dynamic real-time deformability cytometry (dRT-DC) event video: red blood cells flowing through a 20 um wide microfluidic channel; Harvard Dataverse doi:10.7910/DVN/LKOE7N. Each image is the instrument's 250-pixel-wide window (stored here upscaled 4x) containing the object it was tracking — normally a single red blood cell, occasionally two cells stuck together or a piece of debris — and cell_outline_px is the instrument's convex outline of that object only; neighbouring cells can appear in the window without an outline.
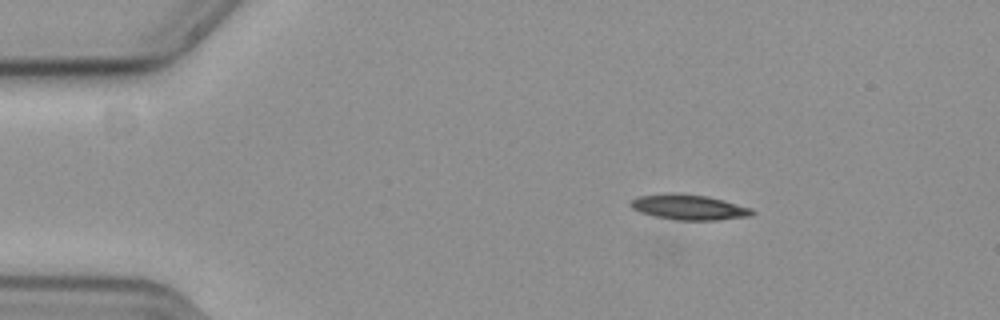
{"species": "common noctule bat (a hibernating species)", "species_latin": "Nyctalus noctula", "temperature_condition": "cold", "stored_images_in_passage": 5, "camera_frame_rate_fps": 3000, "um_per_image_px": 0.085, "animal": {"sex": "female", "body_mass_g": 19.3, "forearm_length_mm": 54.1}, "frame": {"image": 1, "passage_image": 1, "time_ms": 0.0, "image_size_px": [1000, 320], "cell_outline_px": [[756, 212], [752, 216], [716, 220], [676, 220], [656, 216], [640, 212], [632, 208], [628, 204], [632, 200], [640, 196], [704, 196], [724, 200], [752, 208]], "centroid_in_image_um": [58.66, 17.67], "position_along_channel_um": 26.3, "area_um2": 16.94}}